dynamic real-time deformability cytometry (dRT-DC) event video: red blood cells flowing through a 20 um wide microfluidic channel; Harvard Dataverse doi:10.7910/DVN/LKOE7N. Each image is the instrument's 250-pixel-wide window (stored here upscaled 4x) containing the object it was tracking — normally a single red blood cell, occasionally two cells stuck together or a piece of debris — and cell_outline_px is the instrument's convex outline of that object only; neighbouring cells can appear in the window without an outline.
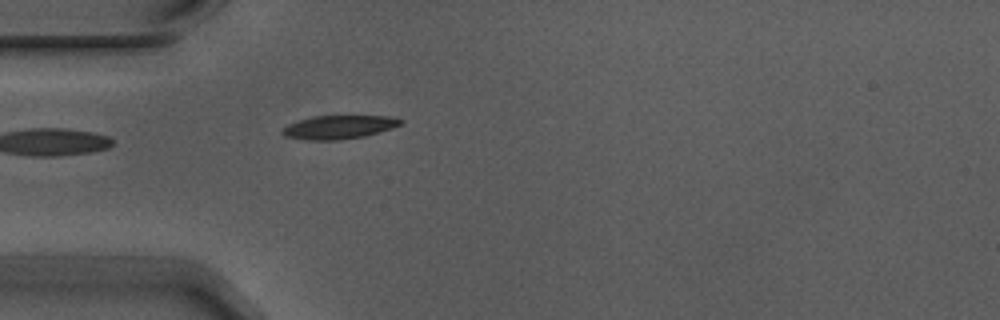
{"species": "Egyptian fruit bat (a non-hibernating species)", "species_latin": "Rousettus aegyptiacus", "temperature_condition": "warm", "stored_images_in_passage": 3, "segment_of_instrument_passage": [2, 2], "camera_frame_rate_fps": 3000, "um_per_image_px": 0.085, "animal": {"sex": "male"}, "frame": {"image": 1, "passage_image": 3, "time_ms": 0.667, "image_size_px": [1000, 320], "cell_outline_px": [[404, 120], [400, 124], [392, 128], [364, 136], [336, 140], [308, 140], [284, 136], [280, 132], [288, 124], [300, 120], [316, 116], [392, 116]], "centroid_in_image_um": [28.8, 10.8], "position_along_channel_um": 56.2, "area_um2": 16.01}}